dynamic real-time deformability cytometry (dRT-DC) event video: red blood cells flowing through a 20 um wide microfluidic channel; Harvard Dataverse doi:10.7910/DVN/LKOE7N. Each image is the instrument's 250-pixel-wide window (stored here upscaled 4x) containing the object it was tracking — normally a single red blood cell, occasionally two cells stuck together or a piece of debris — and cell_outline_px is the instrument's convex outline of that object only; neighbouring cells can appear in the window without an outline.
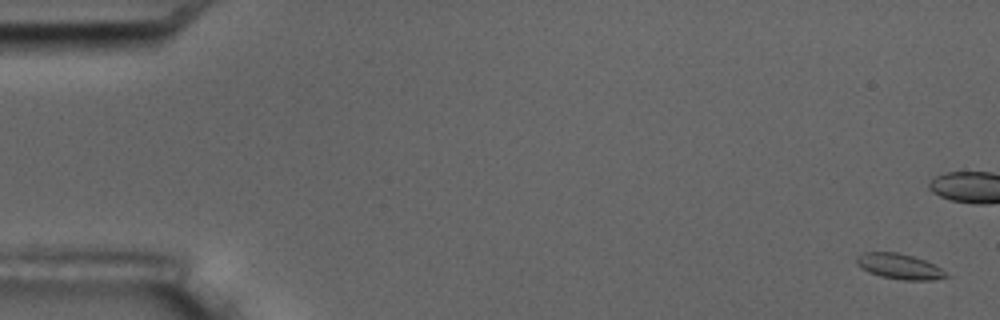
{"species": "common noctule bat (a hibernating species)", "species_latin": "Nyctalus noctula", "temperature_condition": "room temperature", "stored_images_in_passage": 18, "camera_frame_rate_fps": 3000, "um_per_image_px": 0.085, "animal": {"sex": "male", "body_mass_g": 17.5, "forearm_length_mm": 52.3}, "frame": {"image": 1, "passage_image": 1, "time_ms": 0.0, "image_size_px": [1000, 320], "cell_outline_px": [[952, 276], [932, 280], [904, 280], [880, 276], [868, 272], [860, 268], [856, 264], [856, 256], [864, 252], [896, 252], [912, 256], [924, 260], [940, 268]], "centroid_in_image_um": [76.42, 22.65], "position_along_channel_um": 8.6, "area_um2": 13.29}}
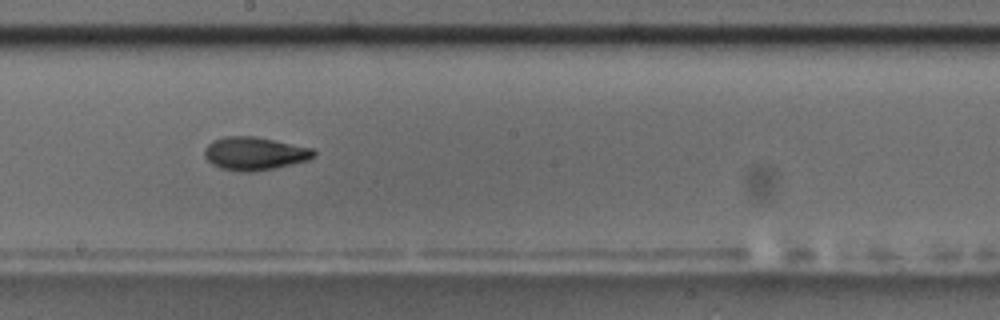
{"frame": {"image": 2, "passage_image": 11, "time_ms": 11.333, "image_size_px": [1000, 320], "cell_outline_px": [[316, 156], [308, 160], [276, 168], [252, 172], [240, 172], [220, 168], [212, 164], [204, 156], [204, 148], [212, 140], [224, 136], [256, 136], [312, 148], [316, 152]], "centroid_in_image_um": [21.63, 13.05], "position_along_channel_um": 226.6, "area_um2": 21.33}, "authors_computed_cell_mechanics": {"area_um2": 13.4096, "velocity_mm_per_s": 3.5421, "shape_relaxation_time_tau1_ms": 4.9645, "shape_relaxation_time_tau2_ms": 2.313, "deformation_change_tau1": 0.1429, "deformation_change_tau2": 0.0661}}